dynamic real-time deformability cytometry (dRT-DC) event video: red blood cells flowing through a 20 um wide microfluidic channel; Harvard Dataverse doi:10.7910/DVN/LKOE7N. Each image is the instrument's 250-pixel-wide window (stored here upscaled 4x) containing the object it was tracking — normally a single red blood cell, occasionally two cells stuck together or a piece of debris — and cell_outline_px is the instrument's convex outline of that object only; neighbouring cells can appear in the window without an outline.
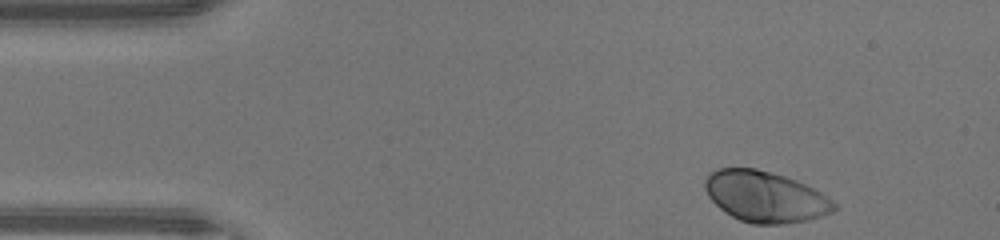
{"species": "human", "species_latin": "Homo sapiens", "temperature_condition": "warm", "stored_images_in_passage": 42, "camera_frame_rate_fps": 3000, "um_per_image_px": 0.085, "donor": {"sex": "male"}, "frame": {"image": 1, "passage_image": 1, "time_ms": 0.0, "image_size_px": [1000, 240], "cell_outline_px": [[836, 208], [832, 212], [808, 220], [784, 224], [752, 224], [740, 220], [732, 216], [720, 208], [708, 196], [704, 188], [704, 180], [716, 168], [756, 168], [784, 176], [796, 180], [828, 196], [836, 204]], "centroid_in_image_um": [65.03, 16.72], "position_along_channel_um": 20.0, "area_um2": 38.21}}
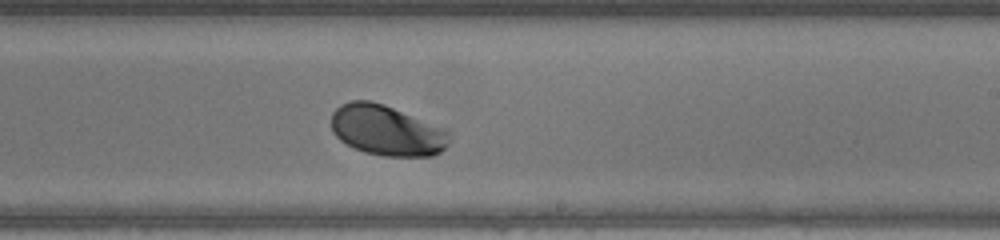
{"frame": {"image": 2, "passage_image": 23, "time_ms": 7.333, "image_size_px": [1000, 240], "cell_outline_px": [[452, 132], [448, 144], [440, 152], [432, 156], [384, 156], [364, 152], [340, 140], [332, 132], [332, 112], [340, 104], [352, 100], [368, 100], [384, 104], [448, 128]], "centroid_in_image_um": [32.92, 11.07], "position_along_channel_um": 256.1, "area_um2": 35.14}}
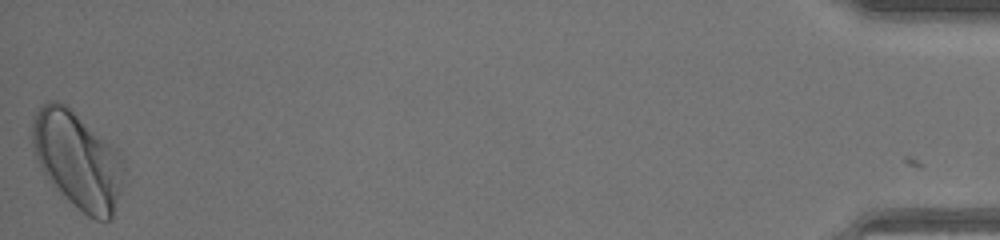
{"frame": {"image": 3, "passage_image": 42, "time_ms": 13.667, "image_size_px": [1000, 240], "cell_outline_px": [[124, 180], [112, 220], [96, 220], [88, 216], [72, 204], [48, 180], [32, 152], [32, 116], [48, 100], [56, 100], [64, 104], [120, 152], [124, 168]], "centroid_in_image_um": [6.59, 13.63], "position_along_channel_um": 428.6, "area_um2": 51.56}, "authors_computed_cell_mechanics": {"area_um2": 35.6626, "velocity_mm_per_s": 4.391, "shape_relaxation_time_tau1_ms": 1.2441, "shape_relaxation_time_tau2_ms": null, "deformation_change_tau1": 0.1199, "deformation_change_tau2": null}}